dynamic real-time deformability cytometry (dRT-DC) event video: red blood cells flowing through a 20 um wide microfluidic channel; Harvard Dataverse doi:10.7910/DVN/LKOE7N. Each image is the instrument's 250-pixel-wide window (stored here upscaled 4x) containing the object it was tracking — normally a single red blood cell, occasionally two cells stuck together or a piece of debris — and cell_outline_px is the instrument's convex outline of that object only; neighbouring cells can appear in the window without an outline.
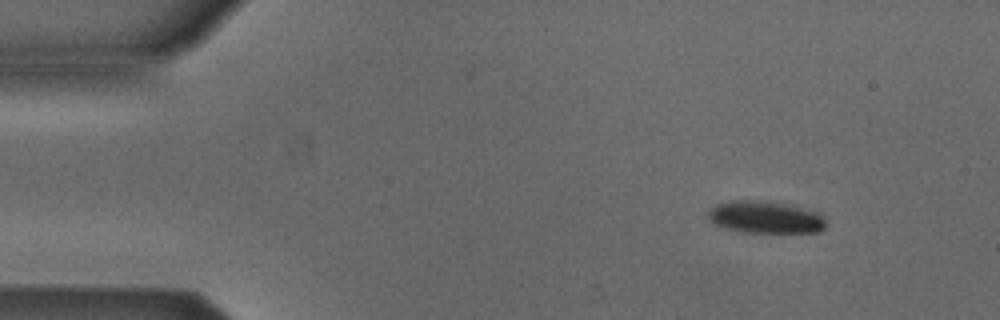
{"species": "Egyptian fruit bat (a non-hibernating species)", "species_latin": "Rousettus aegyptiacus", "temperature_condition": "cold", "stored_images_in_passage": 6, "camera_frame_rate_fps": 3000, "um_per_image_px": 0.085, "animal": {"sex": "male"}, "frame": {"image": 1, "passage_image": 1, "time_ms": 0.0, "image_size_px": [1000, 320], "cell_outline_px": [[824, 228], [820, 232], [744, 232], [724, 228], [716, 224], [708, 216], [708, 212], [716, 204], [732, 200], [768, 200], [820, 212], [824, 216]], "centroid_in_image_um": [65.08, 18.45], "position_along_channel_um": 19.9, "area_um2": 22.08}}
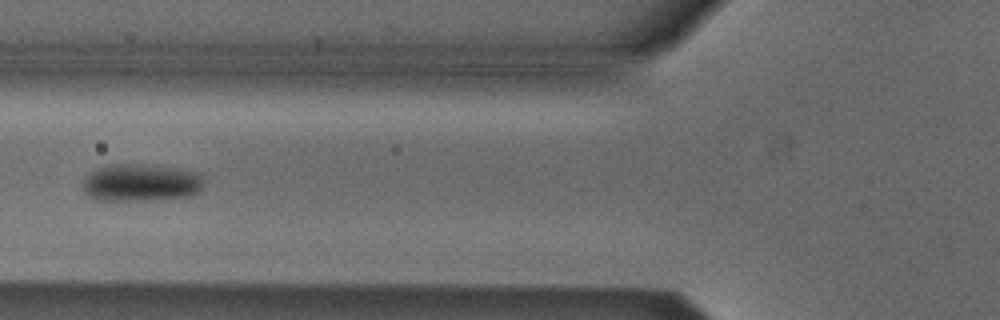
{"frame": {"image": 2, "passage_image": 5, "time_ms": 1.333, "image_size_px": [1000, 320], "cell_outline_px": [[204, 188], [200, 192], [188, 196], [144, 200], [96, 200], [88, 196], [84, 192], [84, 180], [92, 172], [100, 168], [112, 164], [144, 164], [180, 168], [200, 172], [204, 176]], "centroid_in_image_um": [12.07, 15.52], "position_along_channel_um": 113.7, "area_um2": 26.59}}
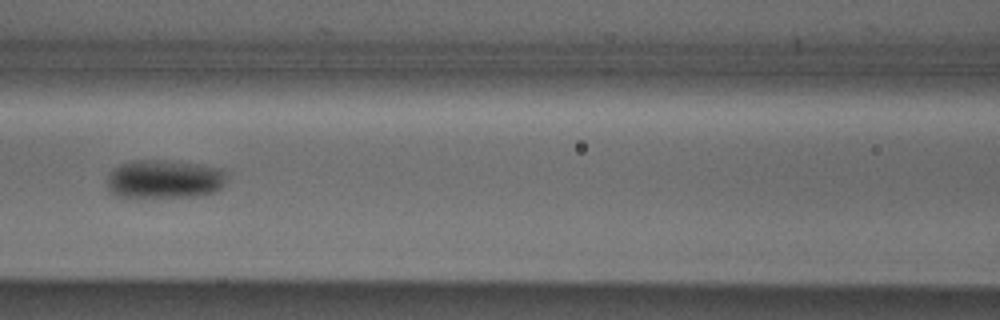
{"frame": {"image": 3, "passage_image": 6, "time_ms": 1.667, "image_size_px": [1000, 320], "cell_outline_px": [[224, 184], [216, 192], [200, 196], [116, 196], [108, 188], [108, 176], [112, 168], [120, 164], [132, 160], [168, 160], [200, 164], [224, 168]], "centroid_in_image_um": [13.99, 15.2], "position_along_channel_um": 152.6, "area_um2": 26.88}}